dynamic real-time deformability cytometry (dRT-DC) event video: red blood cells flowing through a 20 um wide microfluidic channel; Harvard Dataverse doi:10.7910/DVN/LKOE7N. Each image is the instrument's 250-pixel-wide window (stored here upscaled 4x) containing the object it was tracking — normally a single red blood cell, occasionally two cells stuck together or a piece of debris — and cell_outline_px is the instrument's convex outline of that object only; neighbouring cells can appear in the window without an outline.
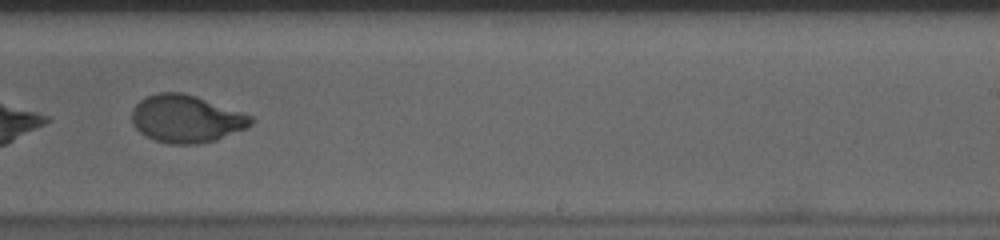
{"species": "human", "species_latin": "Homo sapiens", "temperature_condition": "cold", "stored_images_in_passage": 55, "segment_of_instrument_passage": [2, 2], "camera_frame_rate_fps": 3000, "um_per_image_px": 0.085, "donor": {"sex": "male"}, "frame": {"image": 1, "passage_image": 36, "time_ms": 11.667, "image_size_px": [1000, 240], "cell_outline_px": [[252, 124], [244, 128], [216, 140], [196, 144], [168, 144], [156, 140], [140, 132], [132, 124], [132, 108], [144, 96], [156, 92], [180, 92], [196, 96], [252, 116]], "centroid_in_image_um": [15.78, 10.09], "position_along_channel_um": 273.2, "area_um2": 32.77}}